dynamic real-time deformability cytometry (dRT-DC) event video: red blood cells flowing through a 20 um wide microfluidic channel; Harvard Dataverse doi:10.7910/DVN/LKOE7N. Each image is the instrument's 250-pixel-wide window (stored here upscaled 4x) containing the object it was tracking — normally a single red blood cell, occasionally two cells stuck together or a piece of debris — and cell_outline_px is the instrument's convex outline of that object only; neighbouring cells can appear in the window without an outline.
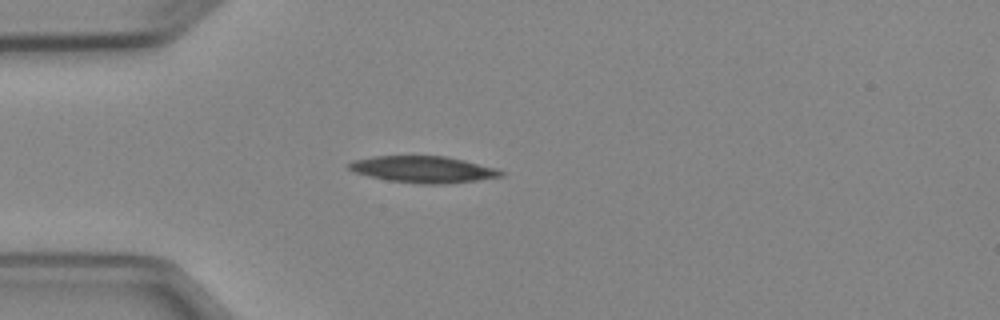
{"species": "Egyptian fruit bat (a non-hibernating species)", "species_latin": "Rousettus aegyptiacus", "temperature_condition": "cold", "stored_images_in_passage": 3, "camera_frame_rate_fps": 3000, "um_per_image_px": 0.085, "animal": {"sex": "female"}, "frame": {"image": 1, "passage_image": 3, "time_ms": 2.333, "image_size_px": [1000, 320], "cell_outline_px": [[508, 172], [504, 176], [476, 180], [444, 184], [420, 184], [388, 180], [368, 176], [352, 172], [348, 168], [348, 164], [356, 160], [376, 156], [444, 156], [464, 160], [496, 168]], "centroid_in_image_um": [36.01, 14.4], "position_along_channel_um": 49.0, "area_um2": 23.52}}